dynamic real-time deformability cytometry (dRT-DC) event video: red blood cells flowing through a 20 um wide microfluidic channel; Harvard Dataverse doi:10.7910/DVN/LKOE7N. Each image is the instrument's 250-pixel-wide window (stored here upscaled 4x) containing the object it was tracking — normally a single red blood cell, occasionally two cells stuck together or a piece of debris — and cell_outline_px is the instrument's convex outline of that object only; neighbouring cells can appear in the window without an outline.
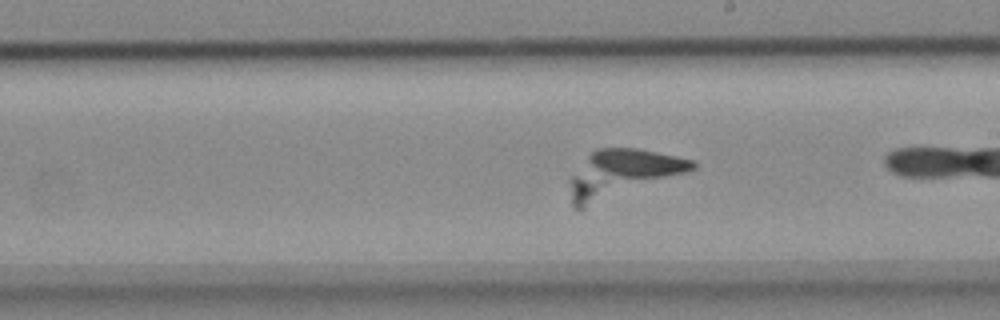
{"species": "common noctule bat (a hibernating species)", "species_latin": "Nyctalus noctula", "temperature_condition": "cold", "stored_images_in_passage": 33, "camera_frame_rate_fps": 3000, "um_per_image_px": 0.085, "animal": {"sex": "female", "body_mass_g": 18.4}, "frame": {"image": 1, "passage_image": 27, "time_ms": 8.667, "image_size_px": [1000, 320], "cell_outline_px": [[696, 168], [580, 212], [572, 204], [568, 180], [588, 156], [592, 152], [600, 148], [636, 148], [676, 156], [692, 160], [696, 164]], "centroid_in_image_um": [52.81, 14.81], "position_along_channel_um": 236.2, "area_um2": 34.04}}
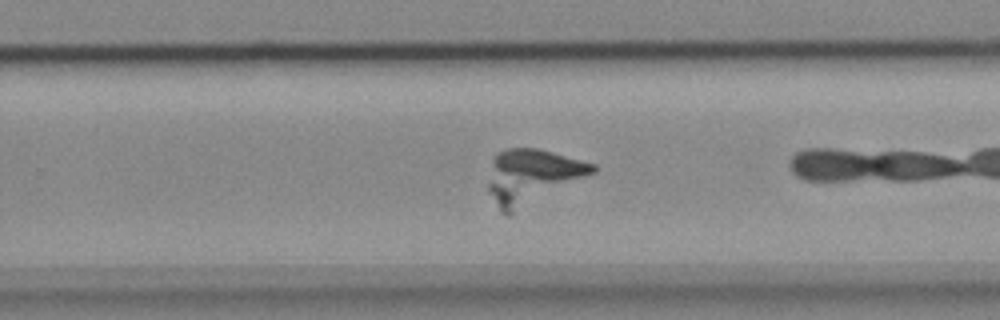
{"frame": {"image": 2, "passage_image": 31, "time_ms": 10.0, "image_size_px": [1000, 320], "cell_outline_px": [[596, 172], [512, 216], [508, 216], [500, 212], [488, 192], [488, 184], [492, 160], [496, 152], [504, 148], [540, 148], [596, 164]], "centroid_in_image_um": [45.21, 15.03], "position_along_channel_um": 284.6, "area_um2": 34.1}}